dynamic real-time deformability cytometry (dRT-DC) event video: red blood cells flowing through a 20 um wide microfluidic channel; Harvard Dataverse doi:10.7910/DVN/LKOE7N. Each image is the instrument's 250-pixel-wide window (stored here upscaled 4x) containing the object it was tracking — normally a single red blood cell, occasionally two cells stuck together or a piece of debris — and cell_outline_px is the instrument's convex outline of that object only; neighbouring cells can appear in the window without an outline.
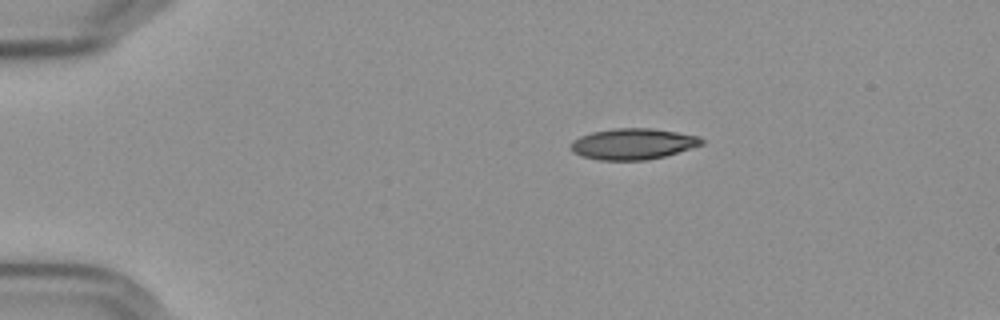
{"species": "Egyptian fruit bat (a non-hibernating species)", "species_latin": "Rousettus aegyptiacus", "temperature_condition": "cold", "stored_images_in_passage": 47, "camera_frame_rate_fps": 3000, "um_per_image_px": 0.085, "frame": {"image": 1, "passage_image": 1, "time_ms": 0.0, "image_size_px": [1000, 320], "cell_outline_px": [[704, 144], [664, 156], [648, 160], [600, 160], [584, 156], [576, 152], [568, 144], [572, 140], [580, 136], [592, 132], [616, 128], [652, 128], [700, 136], [704, 140]], "centroid_in_image_um": [53.82, 12.22], "position_along_channel_um": 31.2, "area_um2": 23.52}}
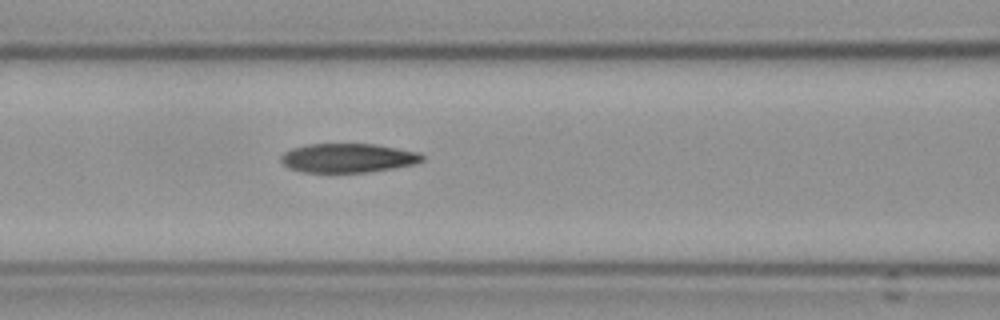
{"frame": {"image": 2, "passage_image": 15, "time_ms": 4.667, "image_size_px": [1000, 320], "cell_outline_px": [[424, 160], [412, 164], [392, 168], [364, 172], [300, 172], [288, 168], [280, 160], [280, 156], [284, 152], [292, 148], [308, 144], [376, 144], [420, 152], [424, 156]], "centroid_in_image_um": [29.55, 13.42], "position_along_channel_um": 137.1, "area_um2": 23.93}}
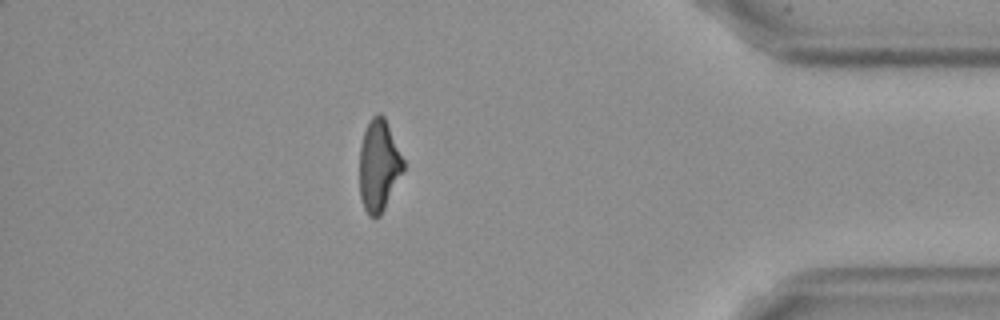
{"frame": {"image": 3, "passage_image": 40, "time_ms": 13.0, "image_size_px": [1000, 320], "cell_outline_px": [[404, 168], [380, 216], [368, 216], [364, 208], [360, 196], [360, 148], [364, 132], [372, 116], [376, 112], [380, 112], [384, 116], [404, 160]], "centroid_in_image_um": [32.19, 14.05], "position_along_channel_um": 403.0, "area_um2": 23.0}, "authors_computed_cell_mechanics": {"area_um2": 24.3916, "velocity_mm_per_s": 3.6099, "shape_relaxation_time_tau1_ms": 10.0934, "shape_relaxation_time_tau2_ms": 4.453, "deformation_change_tau1": 0.2447, "deformation_change_tau2": 0.1344}}